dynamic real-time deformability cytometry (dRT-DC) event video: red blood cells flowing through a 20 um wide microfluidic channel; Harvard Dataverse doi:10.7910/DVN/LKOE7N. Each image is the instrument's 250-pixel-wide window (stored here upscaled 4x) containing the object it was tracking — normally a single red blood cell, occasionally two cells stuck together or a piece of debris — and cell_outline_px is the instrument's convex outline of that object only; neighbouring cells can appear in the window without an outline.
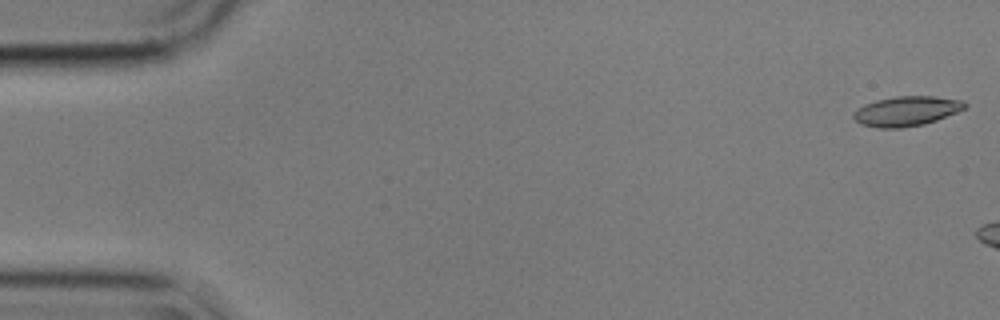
{"species": "common noctule bat (a hibernating species)", "species_latin": "Nyctalus noctula", "temperature_condition": "cold", "stored_images_in_passage": 7, "camera_frame_rate_fps": 3000, "um_per_image_px": 0.085, "animal": {"sex": "male", "body_mass_g": 17.9}, "frame": {"image": 1, "passage_image": 1, "time_ms": 0.0, "image_size_px": [1000, 320], "cell_outline_px": [[968, 104], [964, 108], [956, 112], [936, 120], [924, 124], [900, 128], [880, 128], [860, 124], [852, 116], [856, 108], [864, 104], [876, 100], [896, 96], [936, 96], [964, 100]], "centroid_in_image_um": [77.04, 9.43], "position_along_channel_um": 8.0, "area_um2": 19.36}}